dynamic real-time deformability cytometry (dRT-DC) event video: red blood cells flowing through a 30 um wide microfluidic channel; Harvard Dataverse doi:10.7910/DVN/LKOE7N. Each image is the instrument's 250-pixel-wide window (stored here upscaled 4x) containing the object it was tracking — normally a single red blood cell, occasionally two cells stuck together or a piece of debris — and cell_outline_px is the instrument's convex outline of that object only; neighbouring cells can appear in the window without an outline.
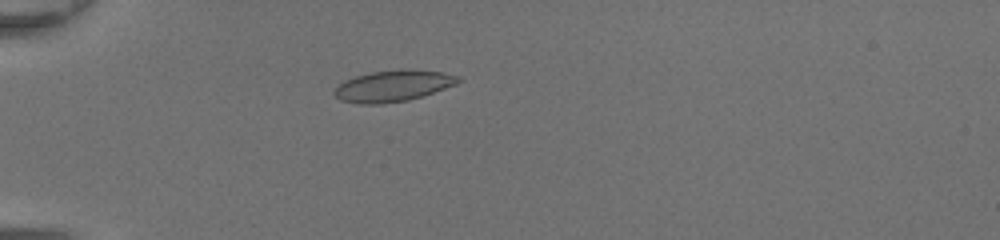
{"species": "common noctule bat (a hibernating species)", "species_latin": "Nyctalus noctula", "temperature_condition": "room temperature", "stored_images_in_passage": 47, "camera_frame_rate_fps": 3000, "um_per_image_px": 0.085, "animal": {"sex": "female", "body_mass_g": 20.0, "forearm_length_mm": 54.0}, "frame": {"image": 1, "passage_image": 14, "time_ms": 4.333, "image_size_px": [1000, 240], "cell_outline_px": [[464, 80], [456, 84], [408, 100], [380, 104], [360, 104], [340, 100], [332, 92], [344, 80], [356, 76], [372, 72], [444, 72], [460, 76]], "centroid_in_image_um": [33.37, 7.35], "position_along_channel_um": 51.6, "area_um2": 21.56}}
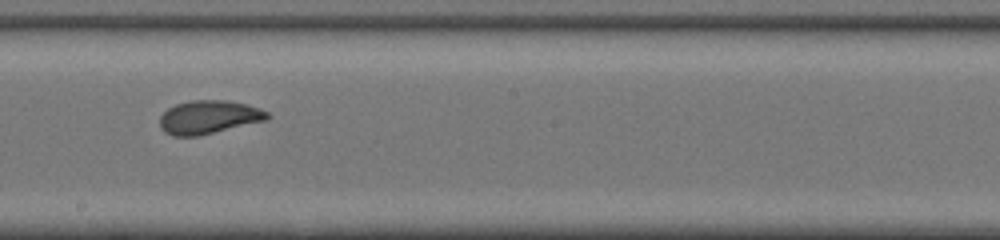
{"frame": {"image": 2, "passage_image": 28, "time_ms": 9.0, "image_size_px": [1000, 240], "cell_outline_px": [[272, 116], [268, 120], [196, 136], [172, 136], [164, 132], [160, 128], [160, 116], [168, 108], [176, 104], [192, 100], [228, 100], [260, 108], [268, 112]], "centroid_in_image_um": [17.75, 9.95], "position_along_channel_um": 230.4, "area_um2": 20.98}}
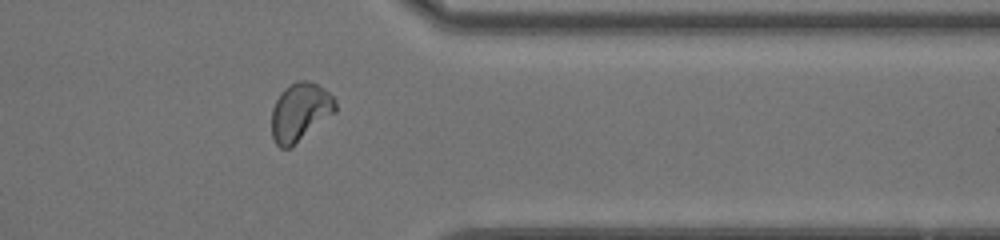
{"frame": {"image": 3, "passage_image": 39, "time_ms": 12.667, "image_size_px": [1000, 240], "cell_outline_px": [[336, 112], [292, 148], [280, 148], [276, 144], [272, 136], [272, 108], [280, 92], [288, 84], [296, 80], [308, 80], [324, 88], [336, 100]], "centroid_in_image_um": [25.51, 9.52], "position_along_channel_um": 385.9, "area_um2": 22.02}, "authors_computed_cell_mechanics": {"area_um2": 21.4438, "velocity_mm_per_s": 4.3762, "shape_relaxation_time_tau1_ms": 4.4586, "shape_relaxation_time_tau2_ms": 0.6911, "deformation_change_tau1": 0.1613, "deformation_change_tau2": 0.0558}}